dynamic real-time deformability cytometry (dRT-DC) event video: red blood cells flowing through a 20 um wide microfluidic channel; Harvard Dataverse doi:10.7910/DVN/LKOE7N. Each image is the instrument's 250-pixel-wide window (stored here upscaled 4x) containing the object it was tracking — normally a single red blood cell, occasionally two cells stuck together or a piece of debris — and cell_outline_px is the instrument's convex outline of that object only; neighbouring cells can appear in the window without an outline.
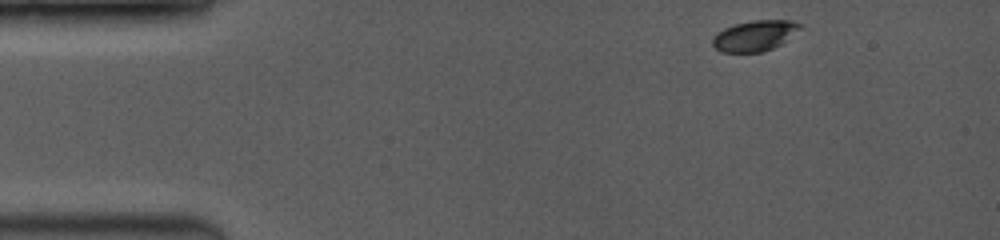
{"species": "common noctule bat (a hibernating species)", "species_latin": "Nyctalus noctula", "temperature_condition": "room temperature", "stored_images_in_passage": 3, "camera_frame_rate_fps": 3500, "um_per_image_px": 0.085, "animal": {"sex": "female", "body_mass_g": 19.0, "forearm_length_mm": 53.3}, "frame": {"image": 1, "passage_image": 1, "time_ms": 0.0, "image_size_px": [1000, 240], "cell_outline_px": [[808, 28], [780, 44], [764, 52], [720, 52], [712, 44], [712, 36], [716, 32], [724, 28], [736, 24], [752, 20], [792, 20], [804, 24]], "centroid_in_image_um": [64.25, 3.02], "position_along_channel_um": 20.8, "area_um2": 16.18}}